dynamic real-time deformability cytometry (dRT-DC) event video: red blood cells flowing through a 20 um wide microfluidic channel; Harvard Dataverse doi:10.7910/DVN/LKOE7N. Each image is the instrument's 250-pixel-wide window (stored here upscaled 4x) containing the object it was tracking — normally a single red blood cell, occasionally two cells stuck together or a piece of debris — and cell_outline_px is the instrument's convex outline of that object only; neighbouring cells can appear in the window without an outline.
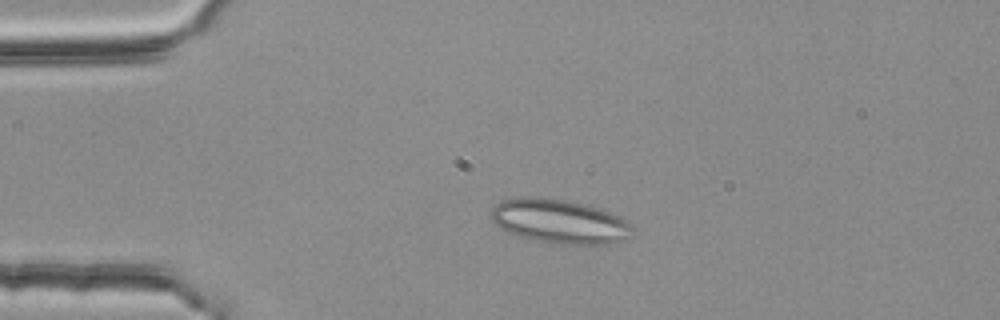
{"species": "common noctule bat (a hibernating species)", "species_latin": "Nyctalus noctula", "temperature_condition": "room temperature", "stored_images_in_passage": 2, "camera_frame_rate_fps": 3000, "um_per_image_px": 0.085, "animal": {"sex": "female", "body_mass_g": 25.1}, "frame": {"image": 1, "passage_image": 2, "time_ms": 0.333, "image_size_px": [1000, 320], "cell_outline_px": [[632, 228], [624, 240], [616, 244], [560, 244], [520, 236], [508, 232], [496, 224], [492, 220], [492, 208], [496, 204], [504, 200], [520, 196], [540, 196], [588, 204], [600, 208], [620, 216], [632, 224]], "centroid_in_image_um": [47.59, 18.8], "position_along_channel_um": 37.4, "area_um2": 36.3}}